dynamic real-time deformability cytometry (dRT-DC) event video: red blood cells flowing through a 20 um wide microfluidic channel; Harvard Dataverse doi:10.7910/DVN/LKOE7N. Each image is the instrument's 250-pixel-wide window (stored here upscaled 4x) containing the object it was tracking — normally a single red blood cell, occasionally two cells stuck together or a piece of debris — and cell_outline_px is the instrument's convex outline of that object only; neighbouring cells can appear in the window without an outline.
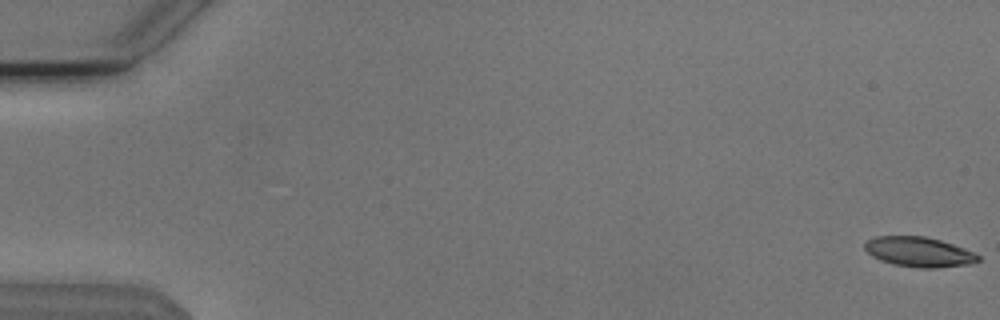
{"species": "Egyptian fruit bat (a non-hibernating species)", "species_latin": "Rousettus aegyptiacus", "temperature_condition": "cold", "stored_images_in_passage": 22, "camera_frame_rate_fps": 3000, "um_per_image_px": 0.085, "animal": {"sex": "male"}, "frame": {"image": 1, "passage_image": 1, "time_ms": 0.0, "image_size_px": [1000, 320], "cell_outline_px": [[980, 260], [968, 264], [936, 268], [920, 268], [896, 264], [880, 260], [872, 256], [864, 248], [864, 244], [868, 240], [876, 236], [924, 236], [940, 240], [964, 248], [980, 256]], "centroid_in_image_um": [78.1, 21.41], "position_along_channel_um": 6.9, "area_um2": 19.54}}
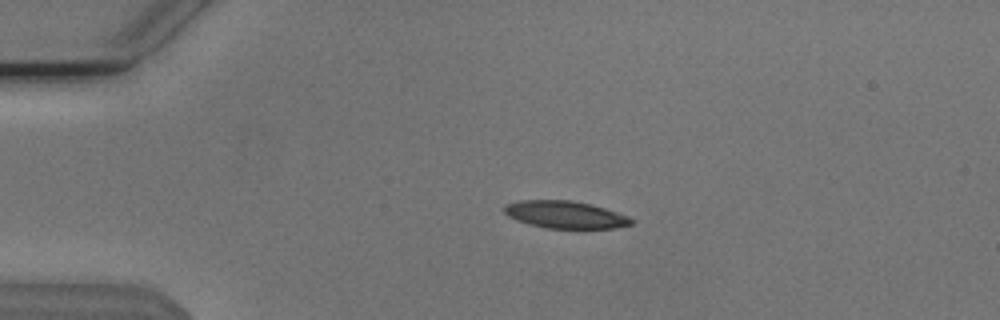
{"frame": {"image": 2, "passage_image": 13, "time_ms": 4.0, "image_size_px": [1000, 320], "cell_outline_px": [[632, 224], [612, 228], [548, 228], [528, 224], [516, 220], [508, 216], [504, 212], [504, 208], [508, 204], [520, 200], [572, 200], [604, 208], [628, 216], [632, 220]], "centroid_in_image_um": [48.01, 18.24], "position_along_channel_um": 37.0, "area_um2": 19.94}}